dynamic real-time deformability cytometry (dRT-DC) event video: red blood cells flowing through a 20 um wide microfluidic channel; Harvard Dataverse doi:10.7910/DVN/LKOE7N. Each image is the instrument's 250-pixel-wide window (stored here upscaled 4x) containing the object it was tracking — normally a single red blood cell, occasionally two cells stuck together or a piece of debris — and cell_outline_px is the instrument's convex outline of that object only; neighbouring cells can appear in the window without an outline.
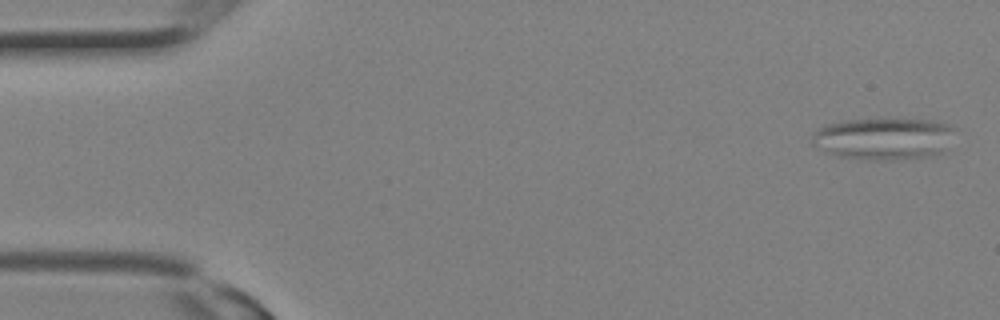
{"species": "Egyptian fruit bat (a non-hibernating species)", "species_latin": "Rousettus aegyptiacus", "temperature_condition": "room temperature", "stored_images_in_passage": 14, "camera_frame_rate_fps": 3000, "um_per_image_px": 0.085, "animal": {"sex": "female"}, "frame": {"image": 1, "passage_image": 1, "time_ms": 0.0, "image_size_px": [1000, 320], "cell_outline_px": [[956, 128], [944, 152], [928, 156], [896, 160], [864, 160], [836, 156], [824, 152], [812, 144], [812, 132], [824, 124], [844, 120], [932, 120], [948, 124]], "centroid_in_image_um": [75.07, 11.8], "position_along_channel_um": 9.9, "area_um2": 35.2}}
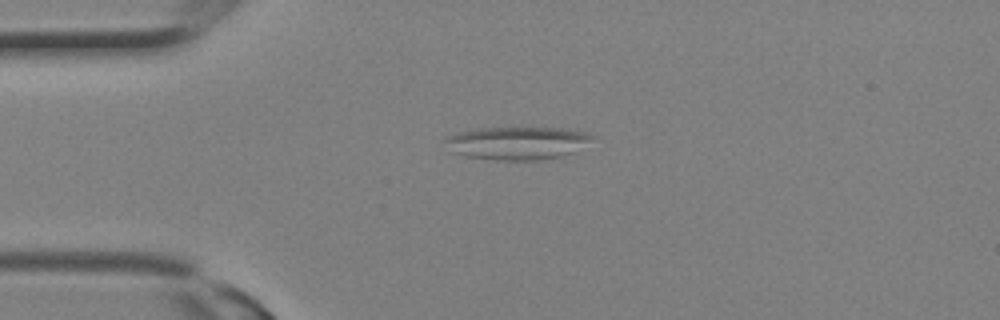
{"frame": {"image": 2, "passage_image": 7, "time_ms": 2.0, "image_size_px": [1000, 320], "cell_outline_px": [[596, 136], [572, 152], [564, 156], [540, 160], [492, 160], [464, 156], [448, 152], [444, 140], [448, 136], [460, 132], [480, 128], [560, 128], [584, 132]], "centroid_in_image_um": [43.89, 12.17], "position_along_channel_um": 41.1, "area_um2": 28.21}}
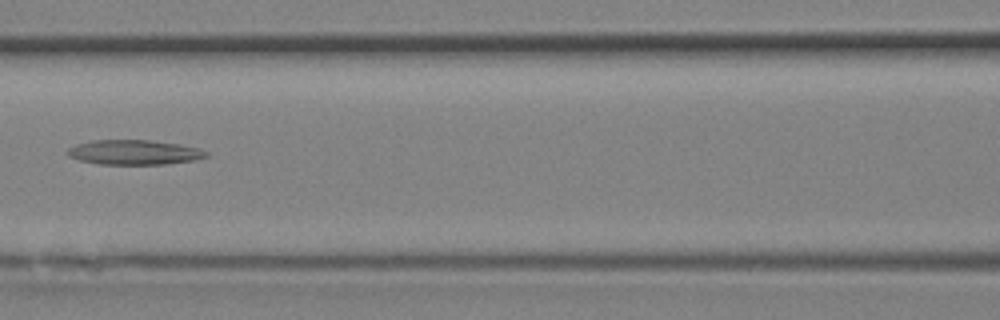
{"frame": {"image": 3, "passage_image": 13, "time_ms": 4.0, "image_size_px": [1000, 320], "cell_outline_px": [[208, 156], [196, 160], [168, 164], [100, 164], [80, 160], [68, 156], [68, 148], [76, 144], [92, 140], [148, 140], [180, 144], [200, 148], [208, 152]], "centroid_in_image_um": [11.44, 12.94], "position_along_channel_um": 155.2, "area_um2": 20.06}}